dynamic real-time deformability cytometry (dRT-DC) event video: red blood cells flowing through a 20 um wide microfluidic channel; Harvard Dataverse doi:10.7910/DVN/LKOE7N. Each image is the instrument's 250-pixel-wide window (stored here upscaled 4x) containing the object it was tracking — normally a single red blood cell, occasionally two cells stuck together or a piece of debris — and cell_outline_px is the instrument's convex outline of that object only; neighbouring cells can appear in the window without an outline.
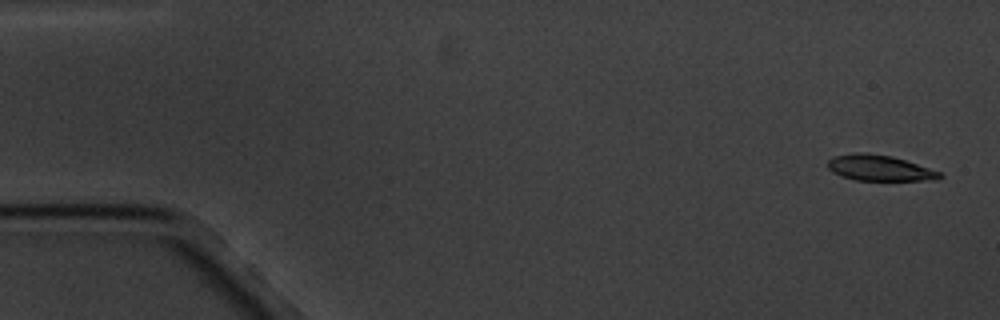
{"species": "common noctule bat (a hibernating species)", "species_latin": "Nyctalus noctula", "temperature_condition": "cold", "stored_images_in_passage": 4, "camera_frame_rate_fps": 3000, "um_per_image_px": 0.085, "animal": {"sex": "male", "body_mass_g": 20.1, "forearm_length_mm": 53.5}, "frame": {"image": 1, "passage_image": 1, "time_ms": 0.0, "image_size_px": [1000, 320], "cell_outline_px": [[944, 176], [940, 180], [856, 180], [832, 172], [828, 168], [828, 160], [832, 156], [852, 152], [868, 152], [892, 156], [940, 172]], "centroid_in_image_um": [74.74, 14.26], "position_along_channel_um": 10.3, "area_um2": 16.82}}
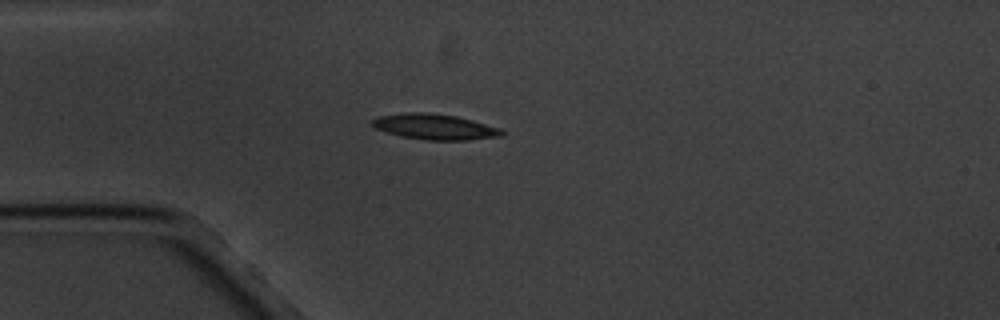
{"frame": {"image": 2, "passage_image": 4, "time_ms": 4.333, "image_size_px": [1000, 320], "cell_outline_px": [[508, 132], [504, 136], [468, 140], [428, 140], [400, 136], [376, 128], [372, 124], [372, 120], [380, 116], [404, 112], [424, 112], [456, 116], [472, 120], [500, 128]], "centroid_in_image_um": [37.02, 10.78], "position_along_channel_um": 48.0, "area_um2": 19.31}}